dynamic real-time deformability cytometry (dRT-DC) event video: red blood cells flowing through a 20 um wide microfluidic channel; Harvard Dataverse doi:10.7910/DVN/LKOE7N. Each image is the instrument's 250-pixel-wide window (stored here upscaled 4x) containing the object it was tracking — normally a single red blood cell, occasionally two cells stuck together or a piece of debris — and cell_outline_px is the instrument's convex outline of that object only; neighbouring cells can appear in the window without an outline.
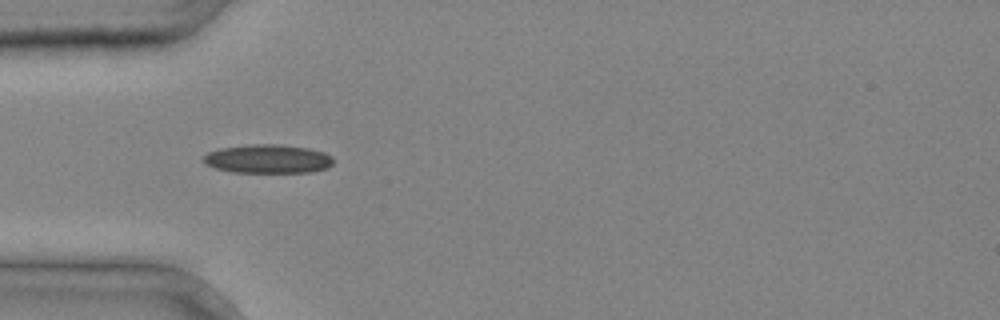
{"species": "common noctule bat (a hibernating species)", "species_latin": "Nyctalus noctula", "temperature_condition": "cold", "stored_images_in_passage": 4, "camera_frame_rate_fps": 3000, "um_per_image_px": 0.085, "animal": {"sex": "male", "body_mass_g": 20.4}, "frame": {"image": 1, "passage_image": 3, "time_ms": 0.667, "image_size_px": [1000, 320], "cell_outline_px": [[332, 164], [328, 168], [312, 172], [232, 172], [216, 168], [204, 164], [204, 156], [208, 152], [220, 148], [252, 144], [280, 144], [308, 148], [324, 152], [332, 156]], "centroid_in_image_um": [22.78, 13.5], "position_along_channel_um": 62.2, "area_um2": 21.79}}